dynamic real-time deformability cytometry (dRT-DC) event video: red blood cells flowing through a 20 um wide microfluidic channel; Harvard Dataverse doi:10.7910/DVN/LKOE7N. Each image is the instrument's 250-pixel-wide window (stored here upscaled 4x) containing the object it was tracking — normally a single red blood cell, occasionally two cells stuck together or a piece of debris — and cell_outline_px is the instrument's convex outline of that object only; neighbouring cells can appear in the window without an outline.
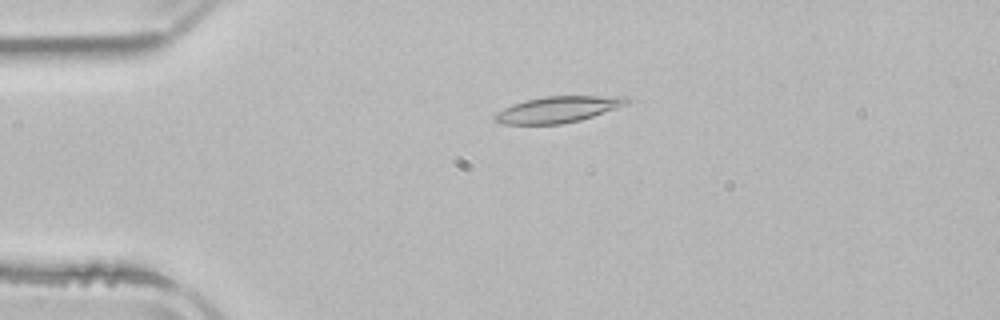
{"species": "common noctule bat (a hibernating species)", "species_latin": "Nyctalus noctula", "temperature_condition": "room temperature", "stored_images_in_passage": 2, "camera_frame_rate_fps": 3000, "um_per_image_px": 0.085, "animal": {"sex": "male", "body_mass_g": 21.5, "forearm_length_mm": 52.0}, "frame": {"image": 1, "passage_image": 1, "time_ms": 0.0, "image_size_px": [1000, 320], "cell_outline_px": [[632, 100], [628, 104], [580, 120], [560, 124], [504, 124], [496, 120], [492, 116], [496, 112], [512, 104], [524, 100], [544, 96], [628, 96]], "centroid_in_image_um": [47.44, 9.29], "position_along_channel_um": 37.6, "area_um2": 20.17}}